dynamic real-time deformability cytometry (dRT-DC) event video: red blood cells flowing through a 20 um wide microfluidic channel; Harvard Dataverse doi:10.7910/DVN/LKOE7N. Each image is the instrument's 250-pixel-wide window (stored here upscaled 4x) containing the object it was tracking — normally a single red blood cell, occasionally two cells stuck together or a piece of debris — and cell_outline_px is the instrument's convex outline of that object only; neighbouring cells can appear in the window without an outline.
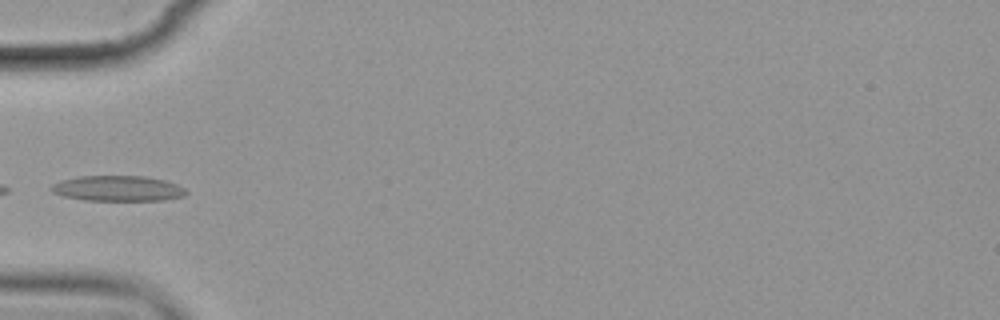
{"species": "common noctule bat (a hibernating species)", "species_latin": "Nyctalus noctula", "temperature_condition": "cold", "stored_images_in_passage": 5, "camera_frame_rate_fps": 3000, "um_per_image_px": 0.085, "animal": {"sex": "female", "body_mass_g": 19.9}, "frame": {"image": 1, "passage_image": 5, "time_ms": 5.333, "image_size_px": [1000, 320], "cell_outline_px": [[188, 192], [184, 196], [164, 200], [84, 200], [64, 196], [52, 192], [48, 188], [52, 184], [60, 180], [80, 176], [144, 176], [164, 180], [176, 184], [184, 188]], "centroid_in_image_um": [9.99, 16.01], "position_along_channel_um": 75.0, "area_um2": 20.0}}